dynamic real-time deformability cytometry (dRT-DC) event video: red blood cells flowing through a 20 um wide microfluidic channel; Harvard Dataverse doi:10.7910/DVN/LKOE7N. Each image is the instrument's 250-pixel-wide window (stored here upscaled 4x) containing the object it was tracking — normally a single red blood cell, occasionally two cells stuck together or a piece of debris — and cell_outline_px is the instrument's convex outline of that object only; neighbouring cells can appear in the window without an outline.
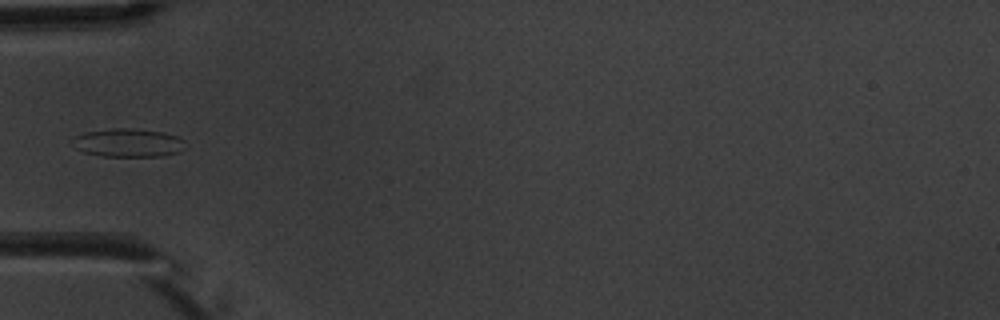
{"species": "common noctule bat (a hibernating species)", "species_latin": "Nyctalus noctula", "temperature_condition": "warm", "stored_images_in_passage": 6, "camera_frame_rate_fps": 3000, "um_per_image_px": 0.085, "animal": {"sex": "male", "body_mass_g": 20.1, "forearm_length_mm": 53.5}, "frame": {"image": 1, "passage_image": 5, "time_ms": 4.667, "image_size_px": [1000, 320], "cell_outline_px": [[188, 148], [180, 152], [164, 156], [100, 156], [80, 152], [76, 148], [76, 136], [84, 132], [112, 128], [132, 128], [164, 132], [176, 136], [184, 140], [188, 144]], "centroid_in_image_um": [10.99, 12.14], "position_along_channel_um": 74.0, "area_um2": 18.9}}
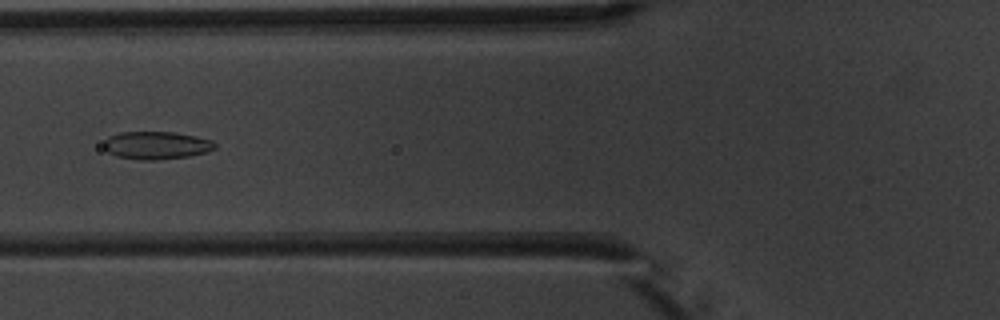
{"frame": {"image": 2, "passage_image": 6, "time_ms": 5.667, "image_size_px": [1000, 320], "cell_outline_px": [[216, 148], [208, 152], [188, 156], [156, 160], [140, 160], [116, 156], [108, 152], [104, 148], [104, 140], [108, 136], [120, 132], [172, 132], [196, 136], [212, 140], [216, 144]], "centroid_in_image_um": [13.29, 12.35], "position_along_channel_um": 112.5, "area_um2": 18.09}}